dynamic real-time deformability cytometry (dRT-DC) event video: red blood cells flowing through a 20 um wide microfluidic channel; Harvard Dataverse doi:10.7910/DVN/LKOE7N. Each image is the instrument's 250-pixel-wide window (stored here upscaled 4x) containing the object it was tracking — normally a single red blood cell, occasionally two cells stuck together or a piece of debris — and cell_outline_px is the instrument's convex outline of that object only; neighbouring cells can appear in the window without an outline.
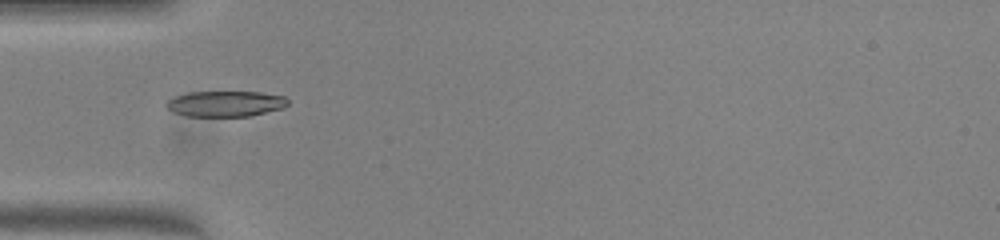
{"species": "common noctule bat (a hibernating species)", "species_latin": "Nyctalus noctula", "temperature_condition": "warm", "stored_images_in_passage": 35, "camera_frame_rate_fps": 3000, "um_per_image_px": 0.085, "animal": {"sex": "female", "body_mass_g": 23.0, "forearm_length_mm": 53.4}, "frame": {"image": 1, "passage_image": 1, "time_ms": 0.0, "image_size_px": [1000, 240], "cell_outline_px": [[288, 104], [284, 108], [248, 116], [188, 116], [172, 112], [164, 104], [168, 100], [176, 96], [188, 92], [260, 92], [284, 96], [288, 100]], "centroid_in_image_um": [19.16, 8.81], "position_along_channel_um": 65.8, "area_um2": 18.15}}
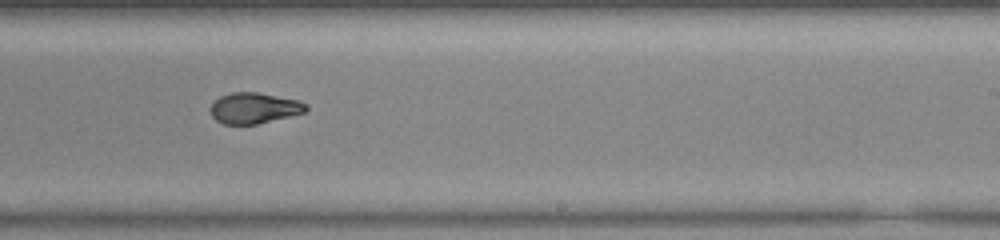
{"frame": {"image": 2, "passage_image": 16, "time_ms": 5.0, "image_size_px": [1000, 240], "cell_outline_px": [[308, 108], [304, 112], [256, 124], [224, 124], [216, 120], [212, 116], [208, 108], [212, 100], [220, 96], [232, 92], [256, 92], [300, 100], [308, 104]], "centroid_in_image_um": [21.55, 9.17], "position_along_channel_um": 267.4, "area_um2": 17.28}}
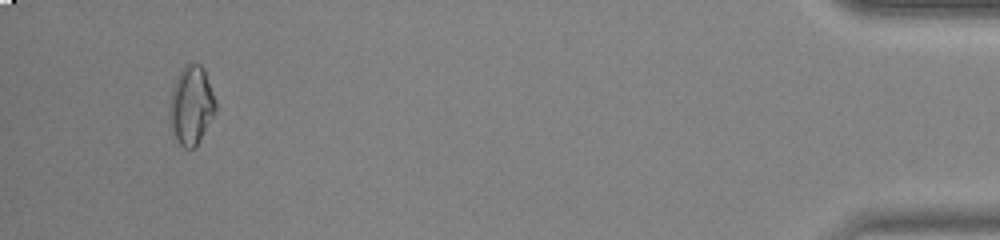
{"frame": {"image": 3, "passage_image": 33, "time_ms": 10.667, "image_size_px": [1000, 240], "cell_outline_px": [[216, 112], [196, 148], [184, 148], [176, 140], [168, 124], [168, 104], [172, 88], [184, 64], [200, 64], [204, 68], [216, 100]], "centroid_in_image_um": [16.24, 8.99], "position_along_channel_um": 419.0, "area_um2": 21.62}, "authors_computed_cell_mechanics": {"area_um2": 17.918, "velocity_mm_per_s": 4.0372, "shape_relaxation_time_tau1_ms": null, "shape_relaxation_time_tau2_ms": 0.6953, "deformation_change_tau1": null, "deformation_change_tau2": 0.0399}}